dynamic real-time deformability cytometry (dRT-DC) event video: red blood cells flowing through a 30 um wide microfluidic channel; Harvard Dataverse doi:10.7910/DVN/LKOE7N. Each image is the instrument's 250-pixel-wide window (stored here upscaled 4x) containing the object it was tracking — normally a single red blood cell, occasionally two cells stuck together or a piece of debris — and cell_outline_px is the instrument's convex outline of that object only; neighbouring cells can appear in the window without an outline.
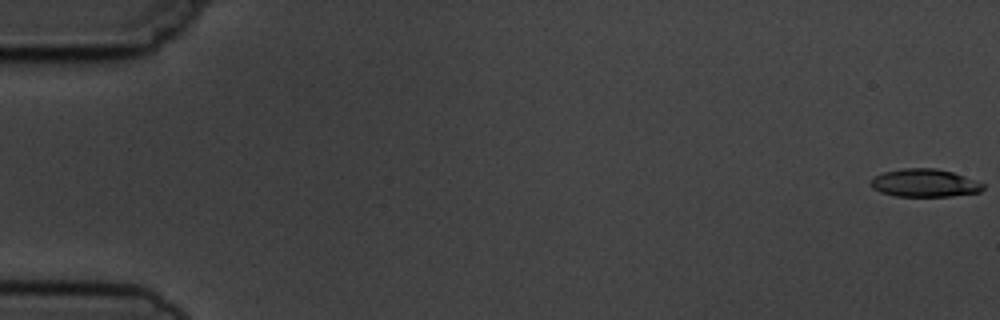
{"species": "common noctule bat (a hibernating species)", "species_latin": "Nyctalus noctula", "temperature_condition": "cold", "stored_images_in_passage": 10, "camera_frame_rate_fps": 3000, "um_per_image_px": 0.085, "animal": {"sex": "male", "body_mass_g": 19.5, "forearm_length_mm": 54.6}, "frame": {"image": 1, "passage_image": 1, "time_ms": 0.0, "image_size_px": [1000, 320], "cell_outline_px": [[984, 188], [980, 192], [952, 196], [896, 196], [880, 192], [872, 188], [872, 180], [876, 176], [884, 172], [900, 168], [936, 168], [952, 172], [964, 176], [984, 184]], "centroid_in_image_um": [78.6, 15.55], "position_along_channel_um": 6.4, "area_um2": 18.15}}
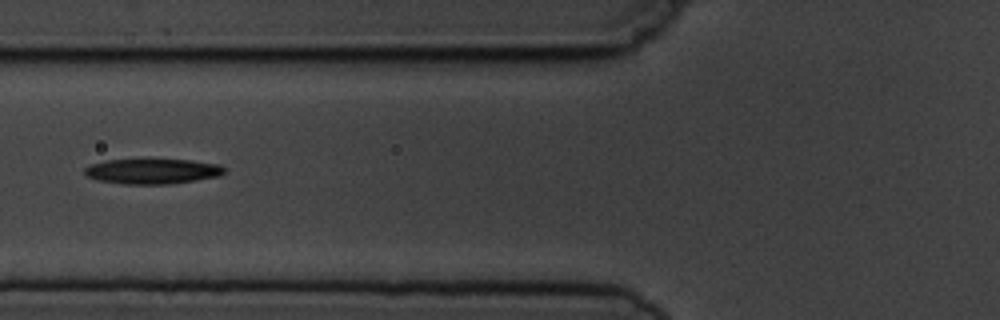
{"frame": {"image": 2, "passage_image": 7, "time_ms": 7.0, "image_size_px": [1000, 320], "cell_outline_px": [[228, 172], [220, 176], [196, 180], [168, 184], [124, 184], [96, 180], [84, 176], [84, 168], [92, 164], [108, 160], [192, 160], [220, 164]], "centroid_in_image_um": [12.98, 14.57], "position_along_channel_um": 112.8, "area_um2": 20.58}}
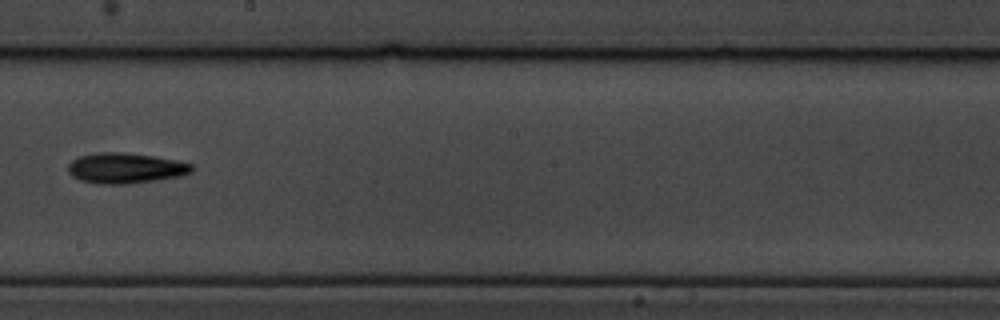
{"frame": {"image": 3, "passage_image": 10, "time_ms": 10.333, "image_size_px": [1000, 320], "cell_outline_px": [[196, 168], [192, 172], [184, 176], [128, 184], [96, 184], [80, 180], [72, 176], [68, 172], [68, 164], [72, 160], [80, 156], [100, 152], [120, 152], [152, 156], [176, 160], [192, 164]], "centroid_in_image_um": [10.69, 14.3], "position_along_channel_um": 237.5, "area_um2": 22.14}}